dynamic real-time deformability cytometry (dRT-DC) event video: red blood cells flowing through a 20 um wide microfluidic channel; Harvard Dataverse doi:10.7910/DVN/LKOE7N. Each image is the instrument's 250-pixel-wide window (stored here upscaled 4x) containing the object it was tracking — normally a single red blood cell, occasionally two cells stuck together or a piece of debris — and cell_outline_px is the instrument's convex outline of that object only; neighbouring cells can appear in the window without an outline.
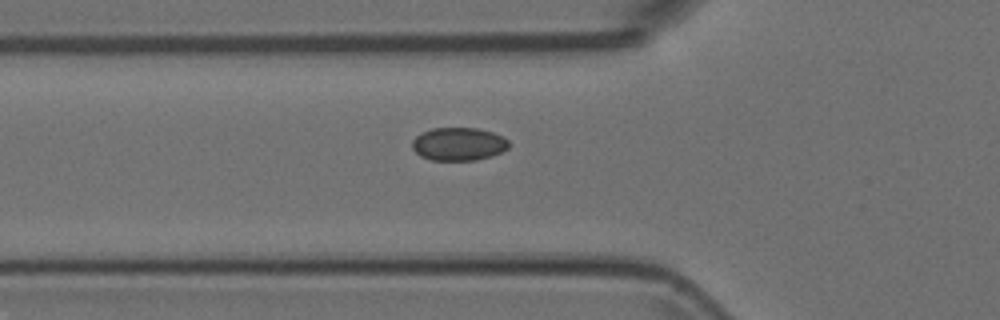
{"species": "Egyptian fruit bat (a non-hibernating species)", "species_latin": "Rousettus aegyptiacus", "temperature_condition": "room temperature", "stored_images_in_passage": 37, "camera_frame_rate_fps": 3000, "um_per_image_px": 0.085, "animal": {"sex": "female"}, "frame": {"image": 1, "passage_image": 9, "time_ms": 2.667, "image_size_px": [1000, 320], "cell_outline_px": [[508, 148], [492, 156], [476, 160], [432, 160], [420, 156], [412, 148], [412, 140], [416, 136], [432, 128], [476, 128], [492, 132], [504, 136], [508, 140]], "centroid_in_image_um": [38.98, 12.24], "position_along_channel_um": 86.8, "area_um2": 18.61}}
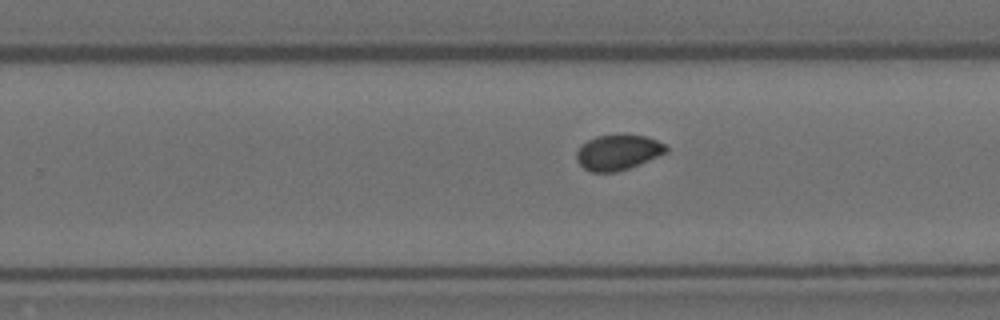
{"frame": {"image": 2, "passage_image": 24, "time_ms": 7.667, "image_size_px": [1000, 320], "cell_outline_px": [[668, 152], [640, 164], [616, 172], [592, 172], [584, 168], [576, 160], [576, 152], [580, 144], [596, 136], [644, 136], [656, 140], [664, 144], [668, 148]], "centroid_in_image_um": [52.5, 12.97], "position_along_channel_um": 277.3, "area_um2": 18.21}}
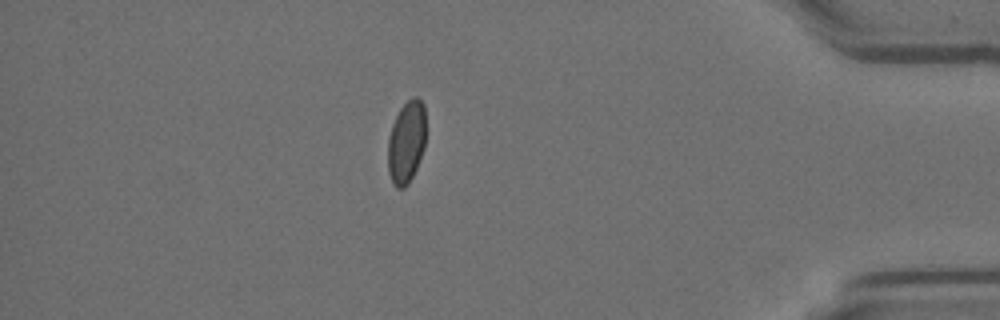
{"frame": {"image": 3, "passage_image": 37, "time_ms": 12.0, "image_size_px": [1000, 320], "cell_outline_px": [[424, 148], [416, 168], [408, 184], [404, 188], [396, 188], [392, 184], [388, 172], [388, 140], [392, 124], [400, 108], [412, 96], [416, 96], [424, 104]], "centroid_in_image_um": [34.52, 12.09], "position_along_channel_um": 400.7, "area_um2": 18.15}}